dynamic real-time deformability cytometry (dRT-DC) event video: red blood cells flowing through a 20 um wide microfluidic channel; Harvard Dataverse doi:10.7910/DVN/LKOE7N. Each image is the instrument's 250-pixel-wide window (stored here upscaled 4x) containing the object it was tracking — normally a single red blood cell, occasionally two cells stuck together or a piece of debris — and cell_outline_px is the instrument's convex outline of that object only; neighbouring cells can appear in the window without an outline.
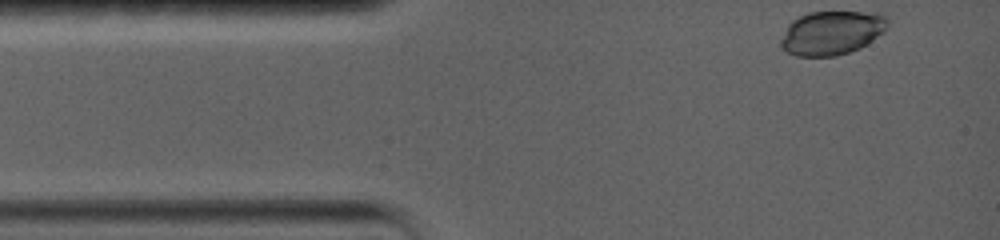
{"species": "common noctule bat (a hibernating species)", "species_latin": "Nyctalus noctula", "temperature_condition": "warm", "stored_images_in_passage": 26, "camera_frame_rate_fps": 5000, "um_per_image_px": 0.085, "animal": {"sex": "female", "body_mass_g": 19.0, "forearm_length_mm": 56.7}, "frame": {"image": 1, "passage_image": 1, "time_ms": 0.0, "image_size_px": [1000, 240], "cell_outline_px": [[888, 28], [884, 32], [860, 48], [836, 56], [796, 56], [780, 48], [780, 40], [788, 24], [792, 20], [808, 12], [880, 12], [888, 16]], "centroid_in_image_um": [70.71, 2.78], "position_along_channel_um": 14.3, "area_um2": 27.63}}
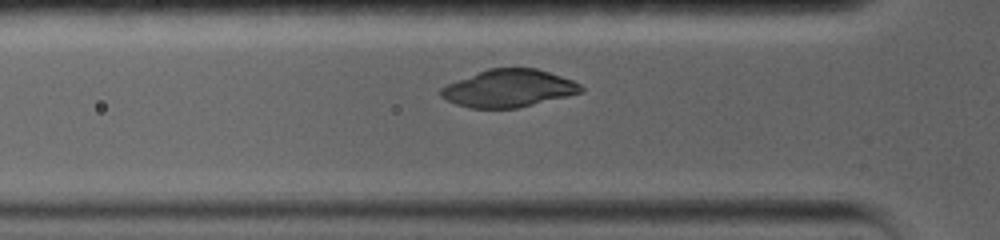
{"frame": {"image": 2, "passage_image": 8, "time_ms": 3.4, "image_size_px": [1000, 240], "cell_outline_px": [[584, 92], [568, 96], [516, 108], [468, 108], [456, 104], [440, 96], [440, 88], [448, 84], [488, 68], [536, 68], [572, 80], [580, 84], [584, 88]], "centroid_in_image_um": [43.25, 7.51], "position_along_channel_um": 82.6, "area_um2": 30.4}}
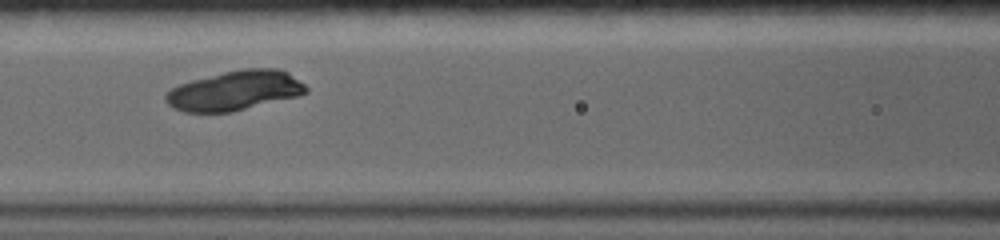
{"frame": {"image": 3, "passage_image": 12, "time_ms": 5.2, "image_size_px": [1000, 240], "cell_outline_px": [[308, 92], [296, 96], [232, 112], [184, 112], [172, 108], [164, 100], [164, 96], [172, 88], [180, 84], [192, 80], [224, 72], [244, 68], [280, 68], [288, 72], [304, 84], [308, 88]], "centroid_in_image_um": [19.95, 7.7], "position_along_channel_um": 146.6, "area_um2": 32.31}}